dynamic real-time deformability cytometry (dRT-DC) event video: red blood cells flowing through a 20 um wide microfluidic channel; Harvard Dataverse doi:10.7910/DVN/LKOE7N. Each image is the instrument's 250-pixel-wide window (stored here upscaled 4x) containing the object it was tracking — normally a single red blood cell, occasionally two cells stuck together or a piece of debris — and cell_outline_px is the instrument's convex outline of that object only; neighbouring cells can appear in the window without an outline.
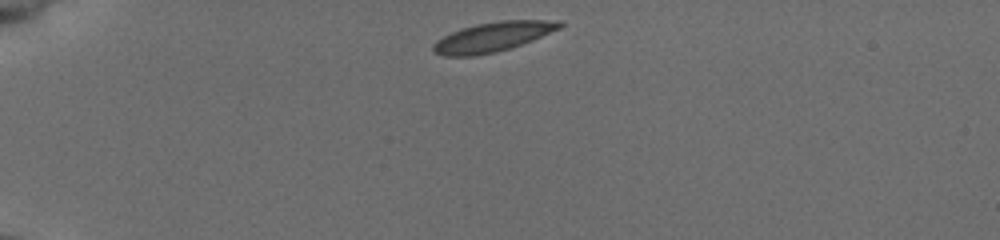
{"species": "common noctule bat (a hibernating species)", "species_latin": "Nyctalus noctula", "temperature_condition": "cold", "stored_images_in_passage": 41, "camera_frame_rate_fps": 3000, "um_per_image_px": 0.085, "animal": {"sex": "female", "body_mass_g": 19.5, "forearm_length_mm": 54.1}, "frame": {"image": 1, "passage_image": 1, "time_ms": 0.0, "image_size_px": [1000, 240], "cell_outline_px": [[564, 24], [560, 28], [532, 40], [496, 52], [476, 56], [444, 56], [436, 52], [432, 48], [432, 44], [436, 40], [460, 28], [476, 24], [500, 20], [560, 20]], "centroid_in_image_um": [41.87, 3.12], "position_along_channel_um": 43.1, "area_um2": 21.68}}
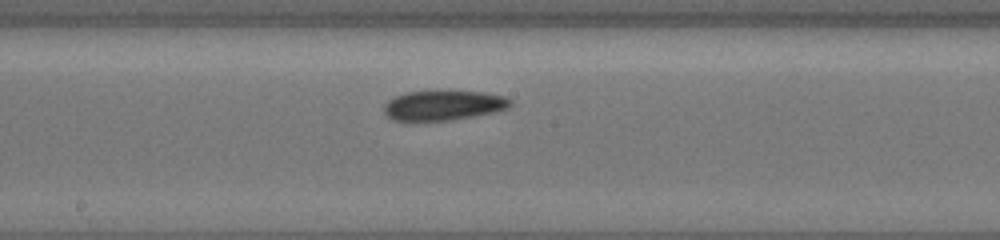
{"frame": {"image": 2, "passage_image": 18, "time_ms": 5.667, "image_size_px": [1000, 240], "cell_outline_px": [[512, 104], [508, 108], [496, 112], [452, 120], [392, 120], [384, 112], [384, 104], [388, 100], [404, 92], [484, 92], [504, 96], [512, 100]], "centroid_in_image_um": [37.72, 8.96], "position_along_channel_um": 210.5, "area_um2": 21.73}}
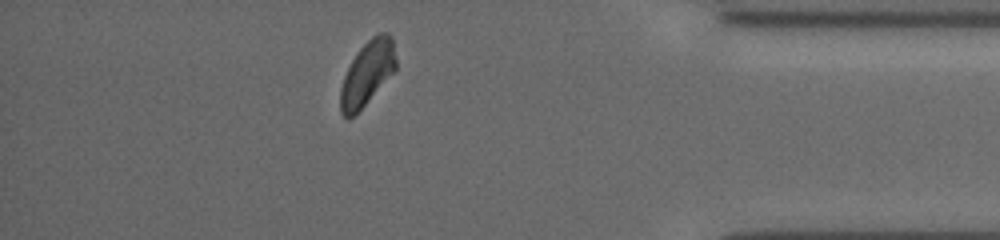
{"frame": {"image": 3, "passage_image": 35, "time_ms": 11.333, "image_size_px": [1000, 240], "cell_outline_px": [[396, 68], [364, 104], [348, 120], [340, 112], [340, 88], [344, 76], [352, 60], [360, 48], [376, 32], [388, 32], [392, 36], [396, 60]], "centroid_in_image_um": [31.21, 6.17], "position_along_channel_um": 404.0, "area_um2": 20.35}, "authors_computed_cell_mechanics": {"area_um2": 21.8484, "velocity_mm_per_s": 3.8699, "shape_relaxation_time_tau1_ms": null, "shape_relaxation_time_tau2_ms": 2.9423, "deformation_change_tau1": null, "deformation_change_tau2": 0.0652}}